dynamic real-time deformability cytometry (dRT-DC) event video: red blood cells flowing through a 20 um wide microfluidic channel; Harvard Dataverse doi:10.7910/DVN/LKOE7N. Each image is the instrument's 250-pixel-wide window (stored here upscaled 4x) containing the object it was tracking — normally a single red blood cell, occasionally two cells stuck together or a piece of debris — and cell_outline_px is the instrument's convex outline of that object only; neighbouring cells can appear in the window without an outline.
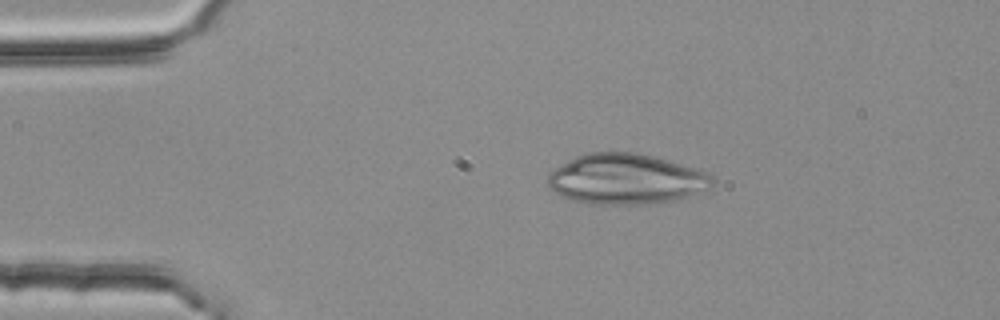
{"species": "common noctule bat (a hibernating species)", "species_latin": "Nyctalus noctula", "temperature_condition": "room temperature", "stored_images_in_passage": 3, "camera_frame_rate_fps": 3000, "um_per_image_px": 0.085, "animal": {"sex": "female", "body_mass_g": 25.1}, "frame": {"image": 1, "passage_image": 2, "time_ms": 0.333, "image_size_px": [1000, 320], "cell_outline_px": [[716, 180], [712, 188], [672, 200], [648, 204], [588, 204], [572, 200], [556, 192], [548, 184], [548, 176], [556, 168], [576, 156], [588, 152], [636, 152], [652, 156], [692, 168], [704, 172], [712, 176]], "centroid_in_image_um": [53.21, 15.22], "position_along_channel_um": 31.8, "area_um2": 47.74}}